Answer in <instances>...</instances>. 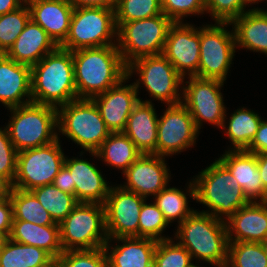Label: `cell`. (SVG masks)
<instances>
[{
  "mask_svg": "<svg viewBox=\"0 0 267 267\" xmlns=\"http://www.w3.org/2000/svg\"><path fill=\"white\" fill-rule=\"evenodd\" d=\"M32 102L55 108L78 99L73 52L58 47L31 66Z\"/></svg>",
  "mask_w": 267,
  "mask_h": 267,
  "instance_id": "cell-3",
  "label": "cell"
},
{
  "mask_svg": "<svg viewBox=\"0 0 267 267\" xmlns=\"http://www.w3.org/2000/svg\"><path fill=\"white\" fill-rule=\"evenodd\" d=\"M58 47L46 31L30 18L5 55L17 63L33 66Z\"/></svg>",
  "mask_w": 267,
  "mask_h": 267,
  "instance_id": "cell-26",
  "label": "cell"
},
{
  "mask_svg": "<svg viewBox=\"0 0 267 267\" xmlns=\"http://www.w3.org/2000/svg\"><path fill=\"white\" fill-rule=\"evenodd\" d=\"M73 64L78 99H92L127 77L117 45L73 51Z\"/></svg>",
  "mask_w": 267,
  "mask_h": 267,
  "instance_id": "cell-1",
  "label": "cell"
},
{
  "mask_svg": "<svg viewBox=\"0 0 267 267\" xmlns=\"http://www.w3.org/2000/svg\"><path fill=\"white\" fill-rule=\"evenodd\" d=\"M71 173L75 184V198L78 203H97L104 205L111 186L104 179L101 170L86 159L69 158L64 164Z\"/></svg>",
  "mask_w": 267,
  "mask_h": 267,
  "instance_id": "cell-19",
  "label": "cell"
},
{
  "mask_svg": "<svg viewBox=\"0 0 267 267\" xmlns=\"http://www.w3.org/2000/svg\"><path fill=\"white\" fill-rule=\"evenodd\" d=\"M113 240L118 244H110ZM156 246L157 241L153 239L121 237L108 238L103 248L107 255L108 267H153Z\"/></svg>",
  "mask_w": 267,
  "mask_h": 267,
  "instance_id": "cell-24",
  "label": "cell"
},
{
  "mask_svg": "<svg viewBox=\"0 0 267 267\" xmlns=\"http://www.w3.org/2000/svg\"><path fill=\"white\" fill-rule=\"evenodd\" d=\"M169 226L162 211L154 203H143L138 224V237L149 238L155 241L170 239L163 236V231Z\"/></svg>",
  "mask_w": 267,
  "mask_h": 267,
  "instance_id": "cell-37",
  "label": "cell"
},
{
  "mask_svg": "<svg viewBox=\"0 0 267 267\" xmlns=\"http://www.w3.org/2000/svg\"><path fill=\"white\" fill-rule=\"evenodd\" d=\"M191 181L188 184L186 193L177 187H169L167 185L153 197L155 198L153 199L154 203L162 211L169 224L176 220L180 224L195 211L188 205V195L195 200V185L193 179Z\"/></svg>",
  "mask_w": 267,
  "mask_h": 267,
  "instance_id": "cell-32",
  "label": "cell"
},
{
  "mask_svg": "<svg viewBox=\"0 0 267 267\" xmlns=\"http://www.w3.org/2000/svg\"><path fill=\"white\" fill-rule=\"evenodd\" d=\"M9 238L41 248L55 260L63 253L59 225H37L28 221L12 220Z\"/></svg>",
  "mask_w": 267,
  "mask_h": 267,
  "instance_id": "cell-28",
  "label": "cell"
},
{
  "mask_svg": "<svg viewBox=\"0 0 267 267\" xmlns=\"http://www.w3.org/2000/svg\"><path fill=\"white\" fill-rule=\"evenodd\" d=\"M107 45H117L114 9L104 7L74 8L68 36L59 47L73 52L79 49Z\"/></svg>",
  "mask_w": 267,
  "mask_h": 267,
  "instance_id": "cell-7",
  "label": "cell"
},
{
  "mask_svg": "<svg viewBox=\"0 0 267 267\" xmlns=\"http://www.w3.org/2000/svg\"><path fill=\"white\" fill-rule=\"evenodd\" d=\"M134 72L139 76L134 82L138 95L142 84L150 97L161 103L176 105L182 102L180 91L183 90L181 85H183L184 78L163 54L136 59L127 66L129 79L135 74Z\"/></svg>",
  "mask_w": 267,
  "mask_h": 267,
  "instance_id": "cell-10",
  "label": "cell"
},
{
  "mask_svg": "<svg viewBox=\"0 0 267 267\" xmlns=\"http://www.w3.org/2000/svg\"><path fill=\"white\" fill-rule=\"evenodd\" d=\"M262 245H263L264 250H265L266 255H267V238L262 242Z\"/></svg>",
  "mask_w": 267,
  "mask_h": 267,
  "instance_id": "cell-53",
  "label": "cell"
},
{
  "mask_svg": "<svg viewBox=\"0 0 267 267\" xmlns=\"http://www.w3.org/2000/svg\"><path fill=\"white\" fill-rule=\"evenodd\" d=\"M128 79L127 76L118 85L92 98L111 133L124 131L129 115L140 100L135 84L125 85Z\"/></svg>",
  "mask_w": 267,
  "mask_h": 267,
  "instance_id": "cell-18",
  "label": "cell"
},
{
  "mask_svg": "<svg viewBox=\"0 0 267 267\" xmlns=\"http://www.w3.org/2000/svg\"><path fill=\"white\" fill-rule=\"evenodd\" d=\"M243 1L248 6V5H252V4H255V3L258 4L260 1H264V0H243Z\"/></svg>",
  "mask_w": 267,
  "mask_h": 267,
  "instance_id": "cell-52",
  "label": "cell"
},
{
  "mask_svg": "<svg viewBox=\"0 0 267 267\" xmlns=\"http://www.w3.org/2000/svg\"><path fill=\"white\" fill-rule=\"evenodd\" d=\"M30 19V10L24 4L15 11L0 15V50L6 53L24 30Z\"/></svg>",
  "mask_w": 267,
  "mask_h": 267,
  "instance_id": "cell-39",
  "label": "cell"
},
{
  "mask_svg": "<svg viewBox=\"0 0 267 267\" xmlns=\"http://www.w3.org/2000/svg\"><path fill=\"white\" fill-rule=\"evenodd\" d=\"M55 267H108V259L103 247L63 251L55 260Z\"/></svg>",
  "mask_w": 267,
  "mask_h": 267,
  "instance_id": "cell-40",
  "label": "cell"
},
{
  "mask_svg": "<svg viewBox=\"0 0 267 267\" xmlns=\"http://www.w3.org/2000/svg\"><path fill=\"white\" fill-rule=\"evenodd\" d=\"M31 192L57 224H60L78 204L74 195L62 192L54 184L36 187Z\"/></svg>",
  "mask_w": 267,
  "mask_h": 267,
  "instance_id": "cell-34",
  "label": "cell"
},
{
  "mask_svg": "<svg viewBox=\"0 0 267 267\" xmlns=\"http://www.w3.org/2000/svg\"><path fill=\"white\" fill-rule=\"evenodd\" d=\"M186 78L189 81L183 79L181 103L190 112L197 130L201 129L204 121L221 128L227 112L220 90L224 82L197 76Z\"/></svg>",
  "mask_w": 267,
  "mask_h": 267,
  "instance_id": "cell-13",
  "label": "cell"
},
{
  "mask_svg": "<svg viewBox=\"0 0 267 267\" xmlns=\"http://www.w3.org/2000/svg\"><path fill=\"white\" fill-rule=\"evenodd\" d=\"M192 256L172 238L157 241L153 267H194Z\"/></svg>",
  "mask_w": 267,
  "mask_h": 267,
  "instance_id": "cell-38",
  "label": "cell"
},
{
  "mask_svg": "<svg viewBox=\"0 0 267 267\" xmlns=\"http://www.w3.org/2000/svg\"><path fill=\"white\" fill-rule=\"evenodd\" d=\"M53 184L62 192L75 196V184H72L70 170L65 165L55 176Z\"/></svg>",
  "mask_w": 267,
  "mask_h": 267,
  "instance_id": "cell-46",
  "label": "cell"
},
{
  "mask_svg": "<svg viewBox=\"0 0 267 267\" xmlns=\"http://www.w3.org/2000/svg\"><path fill=\"white\" fill-rule=\"evenodd\" d=\"M59 228L63 251L101 248L108 241L102 204L78 203Z\"/></svg>",
  "mask_w": 267,
  "mask_h": 267,
  "instance_id": "cell-9",
  "label": "cell"
},
{
  "mask_svg": "<svg viewBox=\"0 0 267 267\" xmlns=\"http://www.w3.org/2000/svg\"><path fill=\"white\" fill-rule=\"evenodd\" d=\"M163 14L173 22H184L190 15L205 13V0H161Z\"/></svg>",
  "mask_w": 267,
  "mask_h": 267,
  "instance_id": "cell-42",
  "label": "cell"
},
{
  "mask_svg": "<svg viewBox=\"0 0 267 267\" xmlns=\"http://www.w3.org/2000/svg\"><path fill=\"white\" fill-rule=\"evenodd\" d=\"M231 25L236 48L267 55V10L254 8L235 18Z\"/></svg>",
  "mask_w": 267,
  "mask_h": 267,
  "instance_id": "cell-27",
  "label": "cell"
},
{
  "mask_svg": "<svg viewBox=\"0 0 267 267\" xmlns=\"http://www.w3.org/2000/svg\"><path fill=\"white\" fill-rule=\"evenodd\" d=\"M4 55H5V53L2 50H0V60Z\"/></svg>",
  "mask_w": 267,
  "mask_h": 267,
  "instance_id": "cell-55",
  "label": "cell"
},
{
  "mask_svg": "<svg viewBox=\"0 0 267 267\" xmlns=\"http://www.w3.org/2000/svg\"><path fill=\"white\" fill-rule=\"evenodd\" d=\"M12 203L9 195L0 197V232L4 233L8 238L12 229Z\"/></svg>",
  "mask_w": 267,
  "mask_h": 267,
  "instance_id": "cell-44",
  "label": "cell"
},
{
  "mask_svg": "<svg viewBox=\"0 0 267 267\" xmlns=\"http://www.w3.org/2000/svg\"><path fill=\"white\" fill-rule=\"evenodd\" d=\"M0 102L7 109L32 102L31 66L4 55L0 60Z\"/></svg>",
  "mask_w": 267,
  "mask_h": 267,
  "instance_id": "cell-21",
  "label": "cell"
},
{
  "mask_svg": "<svg viewBox=\"0 0 267 267\" xmlns=\"http://www.w3.org/2000/svg\"><path fill=\"white\" fill-rule=\"evenodd\" d=\"M243 0H205V12L209 13L215 22H232L246 11Z\"/></svg>",
  "mask_w": 267,
  "mask_h": 267,
  "instance_id": "cell-41",
  "label": "cell"
},
{
  "mask_svg": "<svg viewBox=\"0 0 267 267\" xmlns=\"http://www.w3.org/2000/svg\"><path fill=\"white\" fill-rule=\"evenodd\" d=\"M11 185L0 176V197L8 196Z\"/></svg>",
  "mask_w": 267,
  "mask_h": 267,
  "instance_id": "cell-50",
  "label": "cell"
},
{
  "mask_svg": "<svg viewBox=\"0 0 267 267\" xmlns=\"http://www.w3.org/2000/svg\"><path fill=\"white\" fill-rule=\"evenodd\" d=\"M227 113L221 129L231 141L230 150H246L254 139L262 118L251 109L241 107L231 114L228 126L226 125Z\"/></svg>",
  "mask_w": 267,
  "mask_h": 267,
  "instance_id": "cell-30",
  "label": "cell"
},
{
  "mask_svg": "<svg viewBox=\"0 0 267 267\" xmlns=\"http://www.w3.org/2000/svg\"><path fill=\"white\" fill-rule=\"evenodd\" d=\"M0 267H55V259L41 248L8 238L0 251Z\"/></svg>",
  "mask_w": 267,
  "mask_h": 267,
  "instance_id": "cell-31",
  "label": "cell"
},
{
  "mask_svg": "<svg viewBox=\"0 0 267 267\" xmlns=\"http://www.w3.org/2000/svg\"><path fill=\"white\" fill-rule=\"evenodd\" d=\"M3 129V130H2ZM18 151L13 146L6 127L0 128V176L10 185L17 172Z\"/></svg>",
  "mask_w": 267,
  "mask_h": 267,
  "instance_id": "cell-43",
  "label": "cell"
},
{
  "mask_svg": "<svg viewBox=\"0 0 267 267\" xmlns=\"http://www.w3.org/2000/svg\"><path fill=\"white\" fill-rule=\"evenodd\" d=\"M158 119L156 155L172 156L192 148L199 131L188 109L182 104L167 105Z\"/></svg>",
  "mask_w": 267,
  "mask_h": 267,
  "instance_id": "cell-14",
  "label": "cell"
},
{
  "mask_svg": "<svg viewBox=\"0 0 267 267\" xmlns=\"http://www.w3.org/2000/svg\"><path fill=\"white\" fill-rule=\"evenodd\" d=\"M194 267H203V266H199L198 264H196ZM205 267V266H204Z\"/></svg>",
  "mask_w": 267,
  "mask_h": 267,
  "instance_id": "cell-57",
  "label": "cell"
},
{
  "mask_svg": "<svg viewBox=\"0 0 267 267\" xmlns=\"http://www.w3.org/2000/svg\"><path fill=\"white\" fill-rule=\"evenodd\" d=\"M246 151L254 154L267 152V121L263 120L260 122L258 130L250 146Z\"/></svg>",
  "mask_w": 267,
  "mask_h": 267,
  "instance_id": "cell-45",
  "label": "cell"
},
{
  "mask_svg": "<svg viewBox=\"0 0 267 267\" xmlns=\"http://www.w3.org/2000/svg\"><path fill=\"white\" fill-rule=\"evenodd\" d=\"M177 226L174 239L195 262L203 261L215 267L227 263L229 240L225 221L195 210Z\"/></svg>",
  "mask_w": 267,
  "mask_h": 267,
  "instance_id": "cell-2",
  "label": "cell"
},
{
  "mask_svg": "<svg viewBox=\"0 0 267 267\" xmlns=\"http://www.w3.org/2000/svg\"><path fill=\"white\" fill-rule=\"evenodd\" d=\"M227 264L230 267H267L262 243L229 242Z\"/></svg>",
  "mask_w": 267,
  "mask_h": 267,
  "instance_id": "cell-35",
  "label": "cell"
},
{
  "mask_svg": "<svg viewBox=\"0 0 267 267\" xmlns=\"http://www.w3.org/2000/svg\"><path fill=\"white\" fill-rule=\"evenodd\" d=\"M162 54L185 77L197 76L200 61V28L174 22L168 31Z\"/></svg>",
  "mask_w": 267,
  "mask_h": 267,
  "instance_id": "cell-16",
  "label": "cell"
},
{
  "mask_svg": "<svg viewBox=\"0 0 267 267\" xmlns=\"http://www.w3.org/2000/svg\"><path fill=\"white\" fill-rule=\"evenodd\" d=\"M27 5L30 18L60 46L68 36L74 9L69 0H34Z\"/></svg>",
  "mask_w": 267,
  "mask_h": 267,
  "instance_id": "cell-23",
  "label": "cell"
},
{
  "mask_svg": "<svg viewBox=\"0 0 267 267\" xmlns=\"http://www.w3.org/2000/svg\"><path fill=\"white\" fill-rule=\"evenodd\" d=\"M256 157L261 182L263 184L264 190L267 192V152L256 154Z\"/></svg>",
  "mask_w": 267,
  "mask_h": 267,
  "instance_id": "cell-48",
  "label": "cell"
},
{
  "mask_svg": "<svg viewBox=\"0 0 267 267\" xmlns=\"http://www.w3.org/2000/svg\"><path fill=\"white\" fill-rule=\"evenodd\" d=\"M223 267H230L227 263Z\"/></svg>",
  "mask_w": 267,
  "mask_h": 267,
  "instance_id": "cell-56",
  "label": "cell"
},
{
  "mask_svg": "<svg viewBox=\"0 0 267 267\" xmlns=\"http://www.w3.org/2000/svg\"><path fill=\"white\" fill-rule=\"evenodd\" d=\"M218 160L236 178L250 201H267V192L261 182L256 154L246 150L228 149Z\"/></svg>",
  "mask_w": 267,
  "mask_h": 267,
  "instance_id": "cell-22",
  "label": "cell"
},
{
  "mask_svg": "<svg viewBox=\"0 0 267 267\" xmlns=\"http://www.w3.org/2000/svg\"><path fill=\"white\" fill-rule=\"evenodd\" d=\"M146 200L120 185H111L104 203L108 238L138 237L139 214Z\"/></svg>",
  "mask_w": 267,
  "mask_h": 267,
  "instance_id": "cell-15",
  "label": "cell"
},
{
  "mask_svg": "<svg viewBox=\"0 0 267 267\" xmlns=\"http://www.w3.org/2000/svg\"><path fill=\"white\" fill-rule=\"evenodd\" d=\"M173 23L164 14L122 23L117 28V47L125 65L141 57L162 54Z\"/></svg>",
  "mask_w": 267,
  "mask_h": 267,
  "instance_id": "cell-8",
  "label": "cell"
},
{
  "mask_svg": "<svg viewBox=\"0 0 267 267\" xmlns=\"http://www.w3.org/2000/svg\"><path fill=\"white\" fill-rule=\"evenodd\" d=\"M24 4H28L29 2L31 1H34V0H22Z\"/></svg>",
  "mask_w": 267,
  "mask_h": 267,
  "instance_id": "cell-54",
  "label": "cell"
},
{
  "mask_svg": "<svg viewBox=\"0 0 267 267\" xmlns=\"http://www.w3.org/2000/svg\"><path fill=\"white\" fill-rule=\"evenodd\" d=\"M89 153L95 158H101L106 165L122 170V174L141 155L123 132L111 133L96 152Z\"/></svg>",
  "mask_w": 267,
  "mask_h": 267,
  "instance_id": "cell-29",
  "label": "cell"
},
{
  "mask_svg": "<svg viewBox=\"0 0 267 267\" xmlns=\"http://www.w3.org/2000/svg\"><path fill=\"white\" fill-rule=\"evenodd\" d=\"M60 137L48 145L18 152L16 177L11 185L25 191L53 184L55 176L64 166L66 155Z\"/></svg>",
  "mask_w": 267,
  "mask_h": 267,
  "instance_id": "cell-12",
  "label": "cell"
},
{
  "mask_svg": "<svg viewBox=\"0 0 267 267\" xmlns=\"http://www.w3.org/2000/svg\"><path fill=\"white\" fill-rule=\"evenodd\" d=\"M8 110L11 117L5 127L18 152L58 139L57 108L30 102Z\"/></svg>",
  "mask_w": 267,
  "mask_h": 267,
  "instance_id": "cell-5",
  "label": "cell"
},
{
  "mask_svg": "<svg viewBox=\"0 0 267 267\" xmlns=\"http://www.w3.org/2000/svg\"><path fill=\"white\" fill-rule=\"evenodd\" d=\"M231 22H215L200 27V61L198 77L225 82L235 56L236 42Z\"/></svg>",
  "mask_w": 267,
  "mask_h": 267,
  "instance_id": "cell-11",
  "label": "cell"
},
{
  "mask_svg": "<svg viewBox=\"0 0 267 267\" xmlns=\"http://www.w3.org/2000/svg\"><path fill=\"white\" fill-rule=\"evenodd\" d=\"M165 157L141 154L123 173L126 182L120 186L148 199L169 185L171 173Z\"/></svg>",
  "mask_w": 267,
  "mask_h": 267,
  "instance_id": "cell-17",
  "label": "cell"
},
{
  "mask_svg": "<svg viewBox=\"0 0 267 267\" xmlns=\"http://www.w3.org/2000/svg\"><path fill=\"white\" fill-rule=\"evenodd\" d=\"M61 133L87 152H96L111 134L92 99H76L57 108Z\"/></svg>",
  "mask_w": 267,
  "mask_h": 267,
  "instance_id": "cell-6",
  "label": "cell"
},
{
  "mask_svg": "<svg viewBox=\"0 0 267 267\" xmlns=\"http://www.w3.org/2000/svg\"><path fill=\"white\" fill-rule=\"evenodd\" d=\"M7 239L8 237L4 233L0 232V251L3 248Z\"/></svg>",
  "mask_w": 267,
  "mask_h": 267,
  "instance_id": "cell-51",
  "label": "cell"
},
{
  "mask_svg": "<svg viewBox=\"0 0 267 267\" xmlns=\"http://www.w3.org/2000/svg\"><path fill=\"white\" fill-rule=\"evenodd\" d=\"M9 198L12 203V220L28 221L37 225H59L31 191L11 187Z\"/></svg>",
  "mask_w": 267,
  "mask_h": 267,
  "instance_id": "cell-33",
  "label": "cell"
},
{
  "mask_svg": "<svg viewBox=\"0 0 267 267\" xmlns=\"http://www.w3.org/2000/svg\"><path fill=\"white\" fill-rule=\"evenodd\" d=\"M193 182L196 202L208 207L207 211L200 212L225 222L238 209L251 202L236 178L218 159L196 175Z\"/></svg>",
  "mask_w": 267,
  "mask_h": 267,
  "instance_id": "cell-4",
  "label": "cell"
},
{
  "mask_svg": "<svg viewBox=\"0 0 267 267\" xmlns=\"http://www.w3.org/2000/svg\"><path fill=\"white\" fill-rule=\"evenodd\" d=\"M74 8L104 7L114 9L117 0H69Z\"/></svg>",
  "mask_w": 267,
  "mask_h": 267,
  "instance_id": "cell-47",
  "label": "cell"
},
{
  "mask_svg": "<svg viewBox=\"0 0 267 267\" xmlns=\"http://www.w3.org/2000/svg\"><path fill=\"white\" fill-rule=\"evenodd\" d=\"M229 242H259L267 238V201H251L227 221Z\"/></svg>",
  "mask_w": 267,
  "mask_h": 267,
  "instance_id": "cell-20",
  "label": "cell"
},
{
  "mask_svg": "<svg viewBox=\"0 0 267 267\" xmlns=\"http://www.w3.org/2000/svg\"><path fill=\"white\" fill-rule=\"evenodd\" d=\"M114 11L117 28L124 22L163 14L161 0H117Z\"/></svg>",
  "mask_w": 267,
  "mask_h": 267,
  "instance_id": "cell-36",
  "label": "cell"
},
{
  "mask_svg": "<svg viewBox=\"0 0 267 267\" xmlns=\"http://www.w3.org/2000/svg\"><path fill=\"white\" fill-rule=\"evenodd\" d=\"M23 5L22 0H0V15L15 11Z\"/></svg>",
  "mask_w": 267,
  "mask_h": 267,
  "instance_id": "cell-49",
  "label": "cell"
},
{
  "mask_svg": "<svg viewBox=\"0 0 267 267\" xmlns=\"http://www.w3.org/2000/svg\"><path fill=\"white\" fill-rule=\"evenodd\" d=\"M158 115L151 100L134 106L123 131L141 154L156 155Z\"/></svg>",
  "mask_w": 267,
  "mask_h": 267,
  "instance_id": "cell-25",
  "label": "cell"
}]
</instances>
